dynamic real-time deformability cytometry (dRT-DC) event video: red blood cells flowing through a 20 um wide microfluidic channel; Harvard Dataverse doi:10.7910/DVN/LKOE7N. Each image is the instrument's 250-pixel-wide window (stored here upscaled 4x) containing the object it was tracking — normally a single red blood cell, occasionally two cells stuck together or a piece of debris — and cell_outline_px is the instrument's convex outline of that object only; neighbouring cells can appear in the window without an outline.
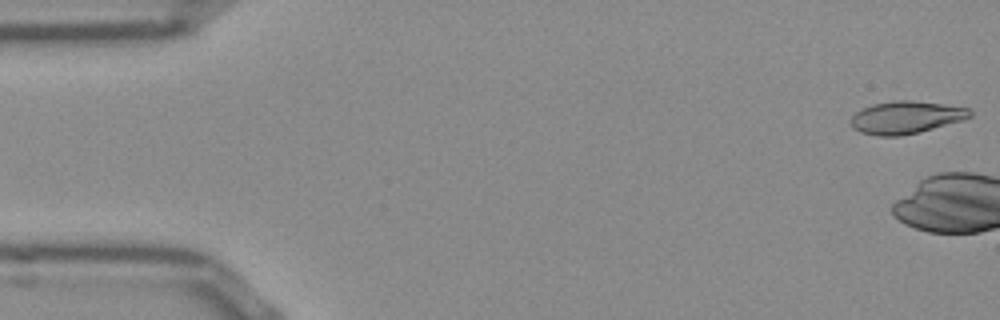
{"species": "Egyptian fruit bat (a non-hibernating species)", "species_latin": "Rousettus aegyptiacus", "temperature_condition": "room temperature", "stored_images_in_passage": 13, "camera_frame_rate_fps": 3000, "um_per_image_px": 0.085, "frame": {"image": 1, "passage_image": 1, "time_ms": 0.0, "image_size_px": [1000, 320], "cell_outline_px": [[972, 116], [964, 120], [920, 132], [900, 136], [880, 136], [860, 132], [852, 128], [848, 120], [860, 108], [872, 104], [896, 100], [912, 100], [944, 104], [968, 108], [972, 112]], "centroid_in_image_um": [76.98, 9.98], "position_along_channel_um": 8.0, "area_um2": 22.89}}
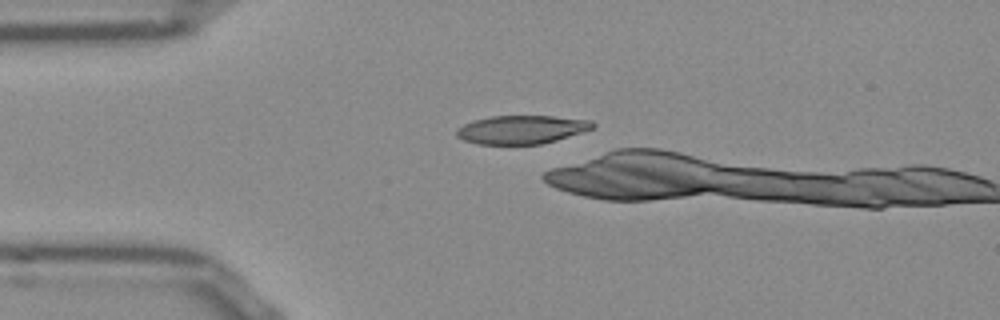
{"frame": {"image": 2, "passage_image": 12, "time_ms": 3.667, "image_size_px": [1000, 320], "cell_outline_px": [[596, 124], [592, 128], [556, 140], [540, 144], [476, 144], [464, 140], [456, 136], [456, 132], [464, 124], [472, 120], [492, 116], [552, 116], [592, 120]], "centroid_in_image_um": [44.31, 11.01], "position_along_channel_um": 40.7, "area_um2": 22.37}}